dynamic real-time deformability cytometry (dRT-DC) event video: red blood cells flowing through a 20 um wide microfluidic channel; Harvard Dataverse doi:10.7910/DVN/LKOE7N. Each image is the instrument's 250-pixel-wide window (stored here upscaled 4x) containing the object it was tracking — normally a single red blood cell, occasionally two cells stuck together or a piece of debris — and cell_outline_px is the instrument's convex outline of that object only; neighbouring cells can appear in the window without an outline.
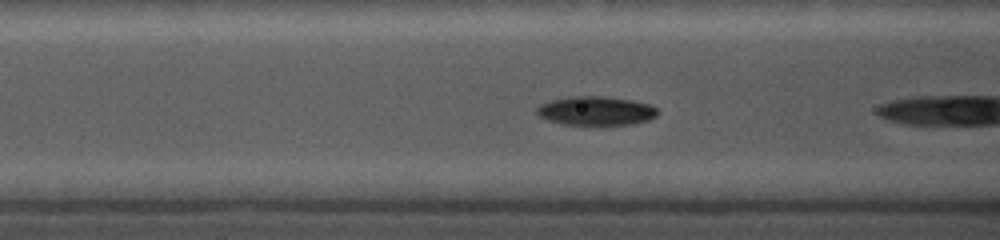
{"species": "common noctule bat (a hibernating species)", "species_latin": "Nyctalus noctula", "temperature_condition": "cold", "stored_images_in_passage": 20, "camera_frame_rate_fps": 5000, "um_per_image_px": 0.085, "animal": {"sex": "female", "body_mass_g": 19.0, "forearm_length_mm": 56.7}, "frame": {"image": 1, "passage_image": 9, "time_ms": 1.4, "image_size_px": [1000, 240], "cell_outline_px": [[660, 112], [656, 116], [648, 120], [632, 124], [592, 128], [564, 124], [548, 120], [540, 116], [536, 112], [536, 108], [540, 104], [552, 100], [568, 96], [604, 96], [632, 100], [652, 104]], "centroid_in_image_um": [50.68, 9.46], "position_along_channel_um": 115.9, "area_um2": 21.33}}
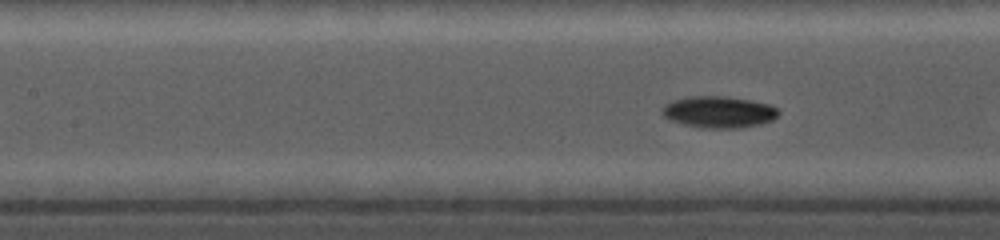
{"frame": {"image": 2, "passage_image": 14, "time_ms": 2.2, "image_size_px": [1000, 240], "cell_outline_px": [[780, 112], [772, 120], [760, 124], [740, 128], [700, 128], [668, 120], [660, 112], [660, 108], [664, 104], [672, 100], [692, 96], [724, 96], [752, 100], [768, 104], [780, 108]], "centroid_in_image_um": [61.07, 9.52], "position_along_channel_um": 146.3, "area_um2": 21.73}}